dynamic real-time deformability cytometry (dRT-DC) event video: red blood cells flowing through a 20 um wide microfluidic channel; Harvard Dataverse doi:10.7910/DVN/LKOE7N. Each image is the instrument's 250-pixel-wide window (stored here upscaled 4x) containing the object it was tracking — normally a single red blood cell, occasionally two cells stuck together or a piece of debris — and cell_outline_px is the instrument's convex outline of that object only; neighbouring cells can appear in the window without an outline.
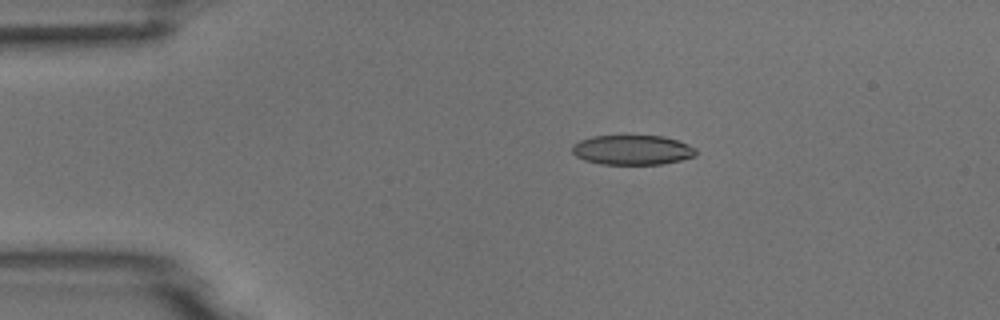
{"species": "common noctule bat (a hibernating species)", "species_latin": "Nyctalus noctula", "temperature_condition": "room temperature", "stored_images_in_passage": 8, "camera_frame_rate_fps": 3000, "um_per_image_px": 0.085, "animal": {"sex": "male", "body_mass_g": 18.8}, "frame": {"image": 1, "passage_image": 2, "time_ms": 2.0, "image_size_px": [1000, 320], "cell_outline_px": [[696, 156], [680, 160], [660, 164], [600, 164], [584, 160], [576, 156], [572, 152], [572, 144], [580, 140], [592, 136], [664, 136], [688, 144], [696, 148]], "centroid_in_image_um": [53.73, 12.74], "position_along_channel_um": 31.3, "area_um2": 21.44}}
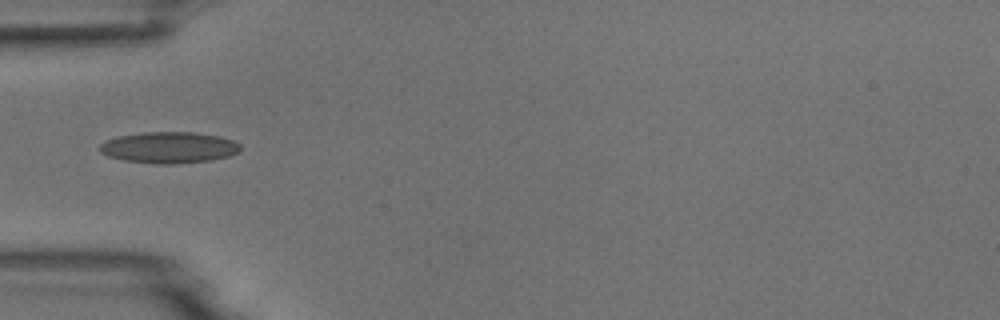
{"frame": {"image": 2, "passage_image": 4, "time_ms": 4.333, "image_size_px": [1000, 320], "cell_outline_px": [[240, 152], [228, 156], [212, 160], [172, 164], [160, 164], [124, 160], [108, 156], [100, 152], [100, 144], [108, 140], [120, 136], [144, 132], [192, 132], [220, 136], [232, 140], [240, 144]], "centroid_in_image_um": [14.4, 12.54], "position_along_channel_um": 70.6, "area_um2": 25.49}}
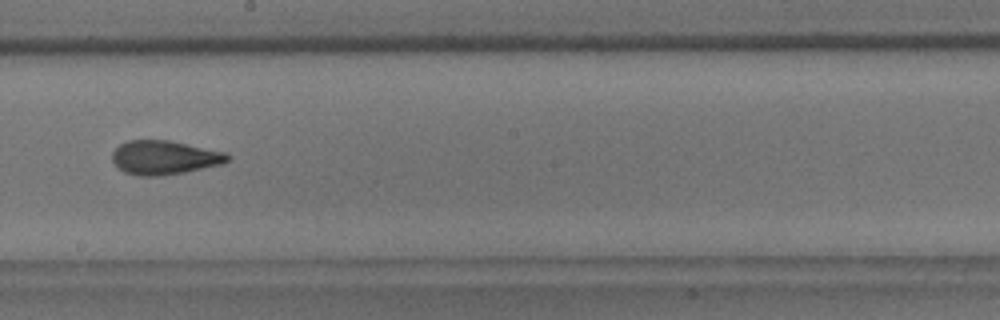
{"frame": {"image": 3, "passage_image": 8, "time_ms": 8.667, "image_size_px": [1000, 320], "cell_outline_px": [[232, 156], [224, 164], [184, 172], [160, 176], [140, 176], [124, 172], [112, 160], [112, 152], [120, 144], [128, 140], [168, 140], [228, 152]], "centroid_in_image_um": [14.02, 13.39], "position_along_channel_um": 234.2, "area_um2": 22.95}}